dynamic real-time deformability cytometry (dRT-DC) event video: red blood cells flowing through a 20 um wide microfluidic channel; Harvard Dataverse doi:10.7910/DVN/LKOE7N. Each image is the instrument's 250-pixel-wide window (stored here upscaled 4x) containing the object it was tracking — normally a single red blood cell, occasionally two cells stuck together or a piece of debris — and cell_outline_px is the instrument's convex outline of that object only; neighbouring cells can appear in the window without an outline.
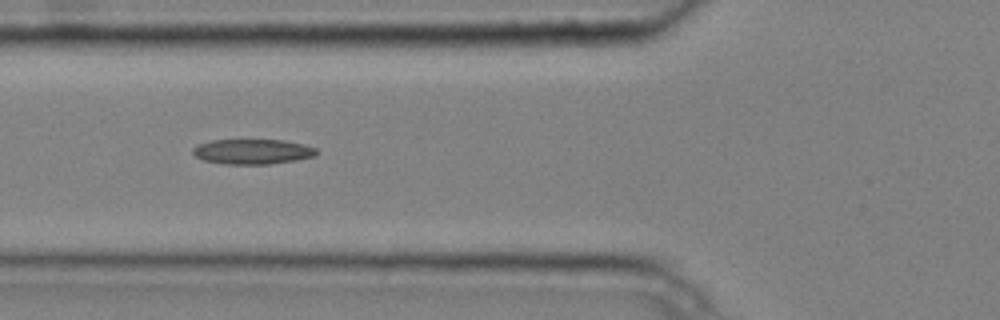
{"species": "common noctule bat (a hibernating species)", "species_latin": "Nyctalus noctula", "temperature_condition": "cold", "stored_images_in_passage": 6, "camera_frame_rate_fps": 3000, "um_per_image_px": 0.085, "animal": {"sex": "male", "body_mass_g": 20.4}, "frame": {"image": 1, "passage_image": 5, "time_ms": 1.333, "image_size_px": [1000, 320], "cell_outline_px": [[320, 152], [316, 156], [296, 160], [268, 164], [224, 164], [204, 160], [196, 156], [192, 152], [192, 148], [196, 144], [212, 140], [284, 140], [304, 144], [316, 148]], "centroid_in_image_um": [21.48, 12.88], "position_along_channel_um": 104.3, "area_um2": 18.21}}
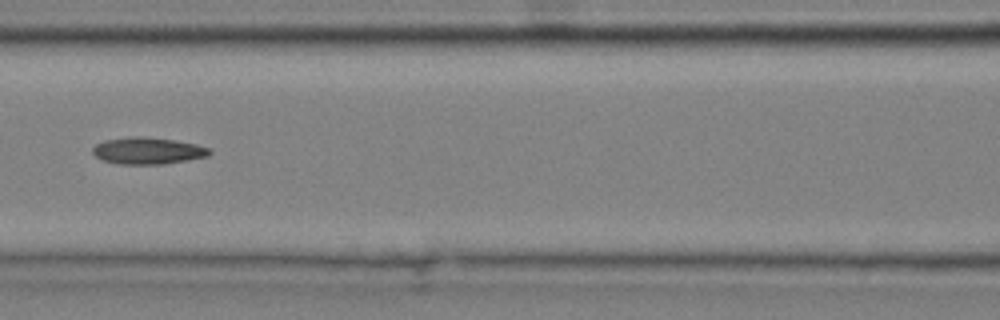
{"frame": {"image": 2, "passage_image": 6, "time_ms": 1.667, "image_size_px": [1000, 320], "cell_outline_px": [[212, 152], [208, 156], [188, 160], [164, 164], [116, 164], [104, 160], [96, 156], [92, 152], [92, 148], [96, 144], [104, 140], [128, 136], [140, 136], [176, 140], [196, 144], [212, 148]], "centroid_in_image_um": [12.58, 12.81], "position_along_channel_um": 154.0, "area_um2": 18.44}}